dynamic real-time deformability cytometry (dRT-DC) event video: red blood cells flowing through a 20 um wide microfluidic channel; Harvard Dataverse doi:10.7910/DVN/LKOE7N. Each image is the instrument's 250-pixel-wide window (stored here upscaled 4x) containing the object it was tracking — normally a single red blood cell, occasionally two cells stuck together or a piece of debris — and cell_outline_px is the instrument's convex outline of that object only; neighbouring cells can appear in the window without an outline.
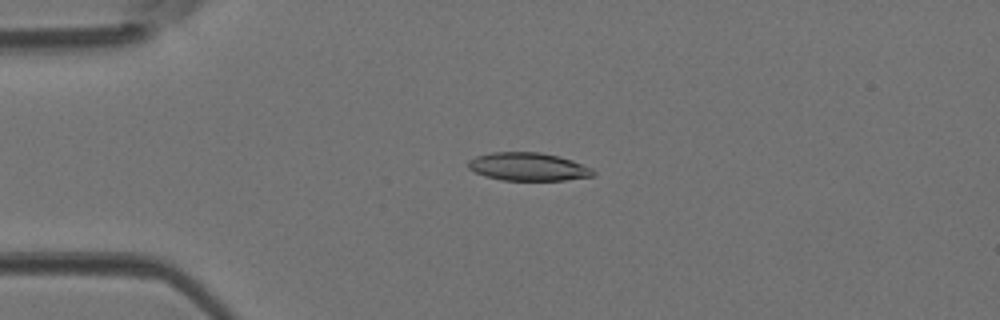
{"species": "Egyptian fruit bat (a non-hibernating species)", "species_latin": "Rousettus aegyptiacus", "temperature_condition": "room temperature", "stored_images_in_passage": 40, "camera_frame_rate_fps": 3000, "um_per_image_px": 0.085, "animal": {"sex": "female"}, "frame": {"image": 1, "passage_image": 6, "time_ms": 1.667, "image_size_px": [1000, 320], "cell_outline_px": [[596, 176], [564, 180], [500, 180], [484, 176], [468, 168], [468, 160], [476, 156], [492, 152], [540, 152], [572, 160], [592, 168], [596, 172]], "centroid_in_image_um": [44.9, 14.17], "position_along_channel_um": 40.1, "area_um2": 20.52}}
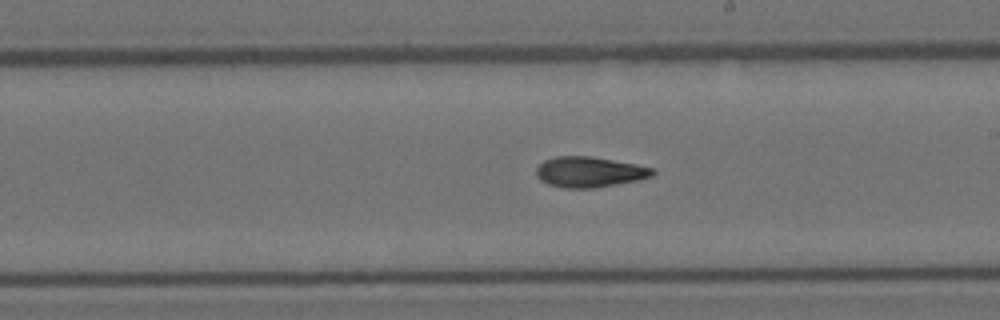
{"frame": {"image": 2, "passage_image": 21, "time_ms": 6.667, "image_size_px": [1000, 320], "cell_outline_px": [[656, 172], [652, 176], [640, 180], [596, 188], [564, 188], [548, 184], [540, 180], [536, 172], [536, 168], [544, 160], [556, 156], [592, 156], [636, 164], [652, 168]], "centroid_in_image_um": [50.11, 14.62], "position_along_channel_um": 238.9, "area_um2": 20.81}}
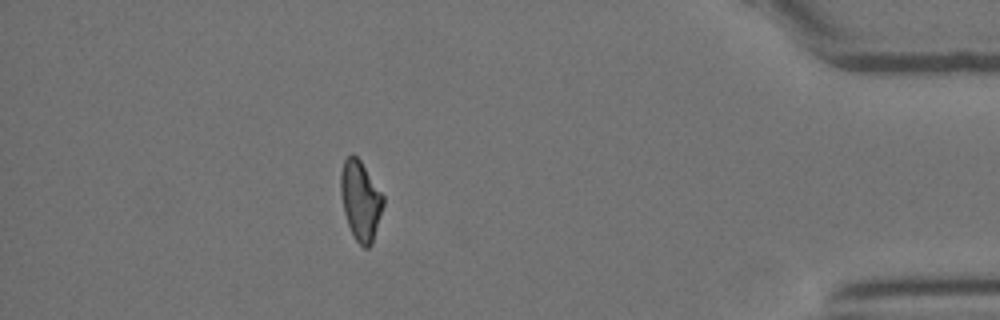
{"frame": {"image": 3, "passage_image": 35, "time_ms": 11.333, "image_size_px": [1000, 320], "cell_outline_px": [[384, 204], [372, 244], [368, 248], [364, 248], [356, 240], [348, 224], [344, 212], [340, 192], [340, 172], [344, 160], [352, 152], [360, 160], [384, 196]], "centroid_in_image_um": [30.64, 17.03], "position_along_channel_um": 404.6, "area_um2": 19.65}}